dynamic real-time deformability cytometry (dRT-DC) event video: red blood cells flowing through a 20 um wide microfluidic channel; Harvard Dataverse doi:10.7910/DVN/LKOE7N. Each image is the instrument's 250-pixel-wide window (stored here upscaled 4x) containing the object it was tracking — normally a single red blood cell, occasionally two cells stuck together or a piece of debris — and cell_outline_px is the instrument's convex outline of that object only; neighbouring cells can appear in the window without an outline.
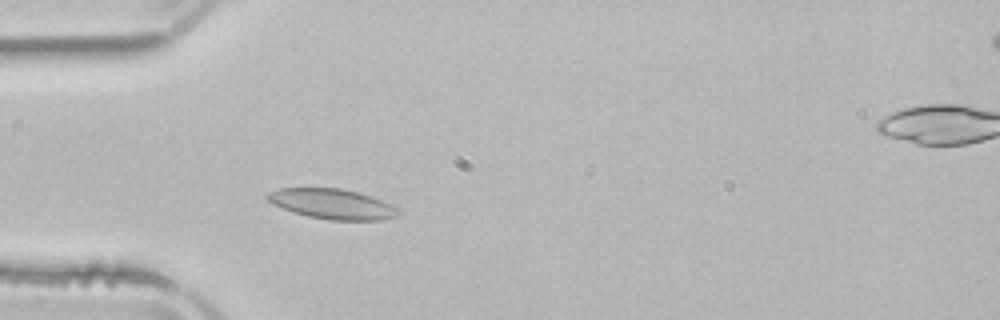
{"species": "common noctule bat (a hibernating species)", "species_latin": "Nyctalus noctula", "temperature_condition": "room temperature", "stored_images_in_passage": 47, "camera_frame_rate_fps": 3000, "um_per_image_px": 0.085, "animal": {"sex": "male", "body_mass_g": 21.5, "forearm_length_mm": 52.0}, "frame": {"image": 1, "passage_image": 10, "time_ms": 3.0, "image_size_px": [1000, 320], "cell_outline_px": [[400, 212], [396, 216], [380, 220], [328, 220], [308, 216], [292, 212], [272, 204], [264, 196], [268, 192], [280, 188], [340, 188], [356, 192], [380, 200], [396, 208]], "centroid_in_image_um": [28.16, 17.34], "position_along_channel_um": 56.8, "area_um2": 22.72}}
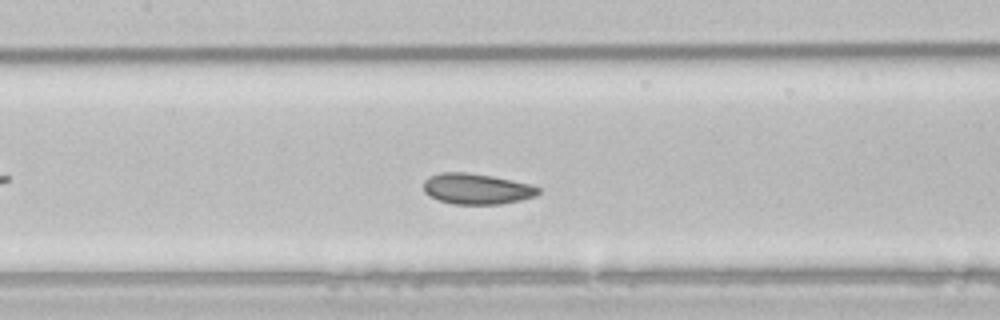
{"frame": {"image": 2, "passage_image": 19, "time_ms": 6.0, "image_size_px": [1000, 320], "cell_outline_px": [[540, 192], [536, 196], [520, 200], [500, 204], [452, 204], [440, 200], [424, 192], [424, 180], [428, 176], [440, 172], [464, 172], [492, 176], [528, 184], [540, 188]], "centroid_in_image_um": [40.5, 16.05], "position_along_channel_um": 166.9, "area_um2": 20.4}}
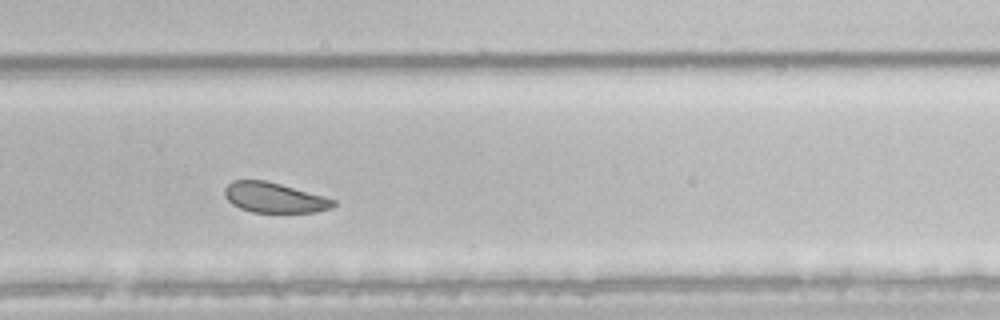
{"frame": {"image": 3, "passage_image": 30, "time_ms": 9.667, "image_size_px": [1000, 320], "cell_outline_px": [[336, 204], [332, 208], [316, 212], [252, 212], [240, 208], [232, 204], [224, 196], [224, 188], [232, 180], [268, 180], [336, 200]], "centroid_in_image_um": [23.3, 16.79], "position_along_channel_um": 306.5, "area_um2": 19.13}, "authors_computed_cell_mechanics": {"area_um2": 21.964, "velocity_mm_per_s": 3.8363, "shape_relaxation_time_tau1_ms": 3.4245, "shape_relaxation_time_tau2_ms": 1.9222, "deformation_change_tau1": 0.0765, "deformation_change_tau2": 0.0594}}